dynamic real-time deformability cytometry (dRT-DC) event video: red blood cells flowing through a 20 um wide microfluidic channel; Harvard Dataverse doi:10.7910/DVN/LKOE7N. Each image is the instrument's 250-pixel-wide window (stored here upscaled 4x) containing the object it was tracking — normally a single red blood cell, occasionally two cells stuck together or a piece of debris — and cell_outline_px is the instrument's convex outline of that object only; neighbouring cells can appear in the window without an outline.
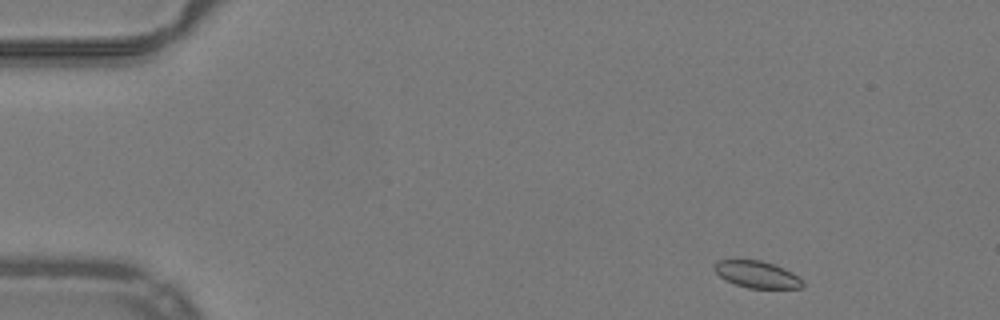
{"species": "common noctule bat (a hibernating species)", "species_latin": "Nyctalus noctula", "temperature_condition": "warm", "stored_images_in_passage": 48, "camera_frame_rate_fps": 3000, "um_per_image_px": 0.085, "animal": {"sex": "male", "body_mass_g": 19.2, "forearm_length_mm": 51.8}, "frame": {"image": 1, "passage_image": 2, "time_ms": 0.333, "image_size_px": [1000, 320], "cell_outline_px": [[804, 284], [800, 288], [748, 288], [736, 284], [720, 276], [712, 268], [716, 260], [760, 260], [784, 268], [792, 272], [804, 280]], "centroid_in_image_um": [64.35, 23.32], "position_along_channel_um": 20.6, "area_um2": 13.76}}
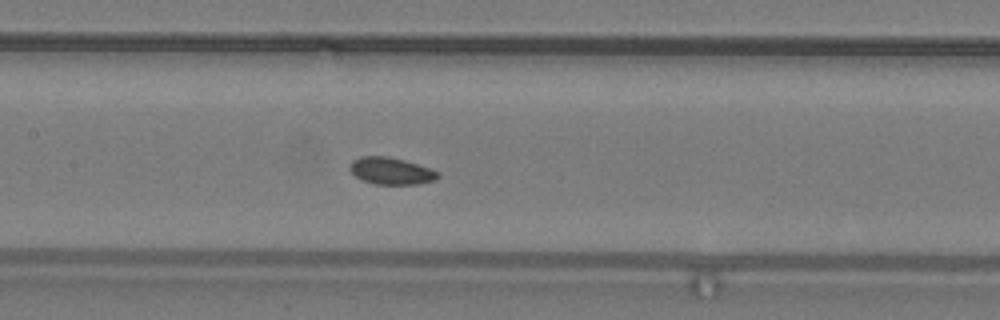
{"frame": {"image": 2, "passage_image": 21, "time_ms": 6.667, "image_size_px": [1000, 320], "cell_outline_px": [[440, 176], [436, 180], [416, 184], [376, 184], [364, 180], [356, 176], [348, 168], [352, 160], [360, 156], [388, 156], [404, 160], [440, 172]], "centroid_in_image_um": [33.24, 14.52], "position_along_channel_um": 174.2, "area_um2": 13.76}}
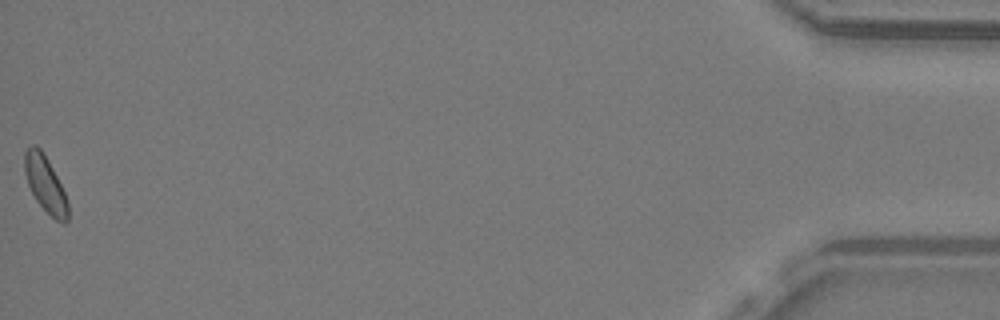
{"frame": {"image": 3, "passage_image": 48, "time_ms": 15.667, "image_size_px": [1000, 320], "cell_outline_px": [[68, 220], [64, 224], [56, 220], [36, 200], [28, 184], [24, 172], [24, 152], [32, 144], [36, 144], [40, 148], [48, 160], [68, 200]], "centroid_in_image_um": [3.84, 15.63], "position_along_channel_um": 431.4, "area_um2": 13.99}, "authors_computed_cell_mechanics": {"area_um2": 13.9876, "velocity_mm_per_s": 3.9648, "shape_relaxation_time_tau1_ms": null, "shape_relaxation_time_tau2_ms": 5.1455, "deformation_change_tau1": null, "deformation_change_tau2": 0.083}}